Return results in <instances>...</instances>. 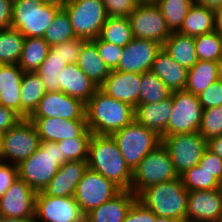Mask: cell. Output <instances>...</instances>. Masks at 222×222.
<instances>
[{"label":"cell","instance_id":"57","mask_svg":"<svg viewBox=\"0 0 222 222\" xmlns=\"http://www.w3.org/2000/svg\"><path fill=\"white\" fill-rule=\"evenodd\" d=\"M156 222H183L174 218H166V217H160L157 216Z\"/></svg>","mask_w":222,"mask_h":222},{"label":"cell","instance_id":"10","mask_svg":"<svg viewBox=\"0 0 222 222\" xmlns=\"http://www.w3.org/2000/svg\"><path fill=\"white\" fill-rule=\"evenodd\" d=\"M203 107L198 96L186 90L172 92V113L166 126V136L198 132Z\"/></svg>","mask_w":222,"mask_h":222},{"label":"cell","instance_id":"33","mask_svg":"<svg viewBox=\"0 0 222 222\" xmlns=\"http://www.w3.org/2000/svg\"><path fill=\"white\" fill-rule=\"evenodd\" d=\"M99 37L108 43L125 47L133 39L129 18L108 16Z\"/></svg>","mask_w":222,"mask_h":222},{"label":"cell","instance_id":"30","mask_svg":"<svg viewBox=\"0 0 222 222\" xmlns=\"http://www.w3.org/2000/svg\"><path fill=\"white\" fill-rule=\"evenodd\" d=\"M215 30V11L200 4H192L179 33L187 36H200Z\"/></svg>","mask_w":222,"mask_h":222},{"label":"cell","instance_id":"50","mask_svg":"<svg viewBox=\"0 0 222 222\" xmlns=\"http://www.w3.org/2000/svg\"><path fill=\"white\" fill-rule=\"evenodd\" d=\"M22 118L12 109L0 105V132L13 128Z\"/></svg>","mask_w":222,"mask_h":222},{"label":"cell","instance_id":"61","mask_svg":"<svg viewBox=\"0 0 222 222\" xmlns=\"http://www.w3.org/2000/svg\"><path fill=\"white\" fill-rule=\"evenodd\" d=\"M1 140H2V133L0 132V148H1Z\"/></svg>","mask_w":222,"mask_h":222},{"label":"cell","instance_id":"9","mask_svg":"<svg viewBox=\"0 0 222 222\" xmlns=\"http://www.w3.org/2000/svg\"><path fill=\"white\" fill-rule=\"evenodd\" d=\"M62 8L77 38L94 40L99 37L108 17L102 0H69Z\"/></svg>","mask_w":222,"mask_h":222},{"label":"cell","instance_id":"48","mask_svg":"<svg viewBox=\"0 0 222 222\" xmlns=\"http://www.w3.org/2000/svg\"><path fill=\"white\" fill-rule=\"evenodd\" d=\"M157 216L142 203L136 200L123 222H156Z\"/></svg>","mask_w":222,"mask_h":222},{"label":"cell","instance_id":"49","mask_svg":"<svg viewBox=\"0 0 222 222\" xmlns=\"http://www.w3.org/2000/svg\"><path fill=\"white\" fill-rule=\"evenodd\" d=\"M18 177L17 165L0 161V198Z\"/></svg>","mask_w":222,"mask_h":222},{"label":"cell","instance_id":"43","mask_svg":"<svg viewBox=\"0 0 222 222\" xmlns=\"http://www.w3.org/2000/svg\"><path fill=\"white\" fill-rule=\"evenodd\" d=\"M87 41V39L76 37L75 39L52 46L50 49L54 54H58L63 61L69 64H76L82 47Z\"/></svg>","mask_w":222,"mask_h":222},{"label":"cell","instance_id":"38","mask_svg":"<svg viewBox=\"0 0 222 222\" xmlns=\"http://www.w3.org/2000/svg\"><path fill=\"white\" fill-rule=\"evenodd\" d=\"M73 27L67 12L61 8L46 29L43 39L50 47L75 39Z\"/></svg>","mask_w":222,"mask_h":222},{"label":"cell","instance_id":"5","mask_svg":"<svg viewBox=\"0 0 222 222\" xmlns=\"http://www.w3.org/2000/svg\"><path fill=\"white\" fill-rule=\"evenodd\" d=\"M60 9L42 0H13L11 28L24 37H43Z\"/></svg>","mask_w":222,"mask_h":222},{"label":"cell","instance_id":"58","mask_svg":"<svg viewBox=\"0 0 222 222\" xmlns=\"http://www.w3.org/2000/svg\"><path fill=\"white\" fill-rule=\"evenodd\" d=\"M138 4H156L157 0H135Z\"/></svg>","mask_w":222,"mask_h":222},{"label":"cell","instance_id":"46","mask_svg":"<svg viewBox=\"0 0 222 222\" xmlns=\"http://www.w3.org/2000/svg\"><path fill=\"white\" fill-rule=\"evenodd\" d=\"M106 13L112 17H129L138 6L135 0H102Z\"/></svg>","mask_w":222,"mask_h":222},{"label":"cell","instance_id":"60","mask_svg":"<svg viewBox=\"0 0 222 222\" xmlns=\"http://www.w3.org/2000/svg\"><path fill=\"white\" fill-rule=\"evenodd\" d=\"M3 218V214H2V211H1V208H0V220Z\"/></svg>","mask_w":222,"mask_h":222},{"label":"cell","instance_id":"45","mask_svg":"<svg viewBox=\"0 0 222 222\" xmlns=\"http://www.w3.org/2000/svg\"><path fill=\"white\" fill-rule=\"evenodd\" d=\"M198 98L203 109L222 106V79L213 82Z\"/></svg>","mask_w":222,"mask_h":222},{"label":"cell","instance_id":"47","mask_svg":"<svg viewBox=\"0 0 222 222\" xmlns=\"http://www.w3.org/2000/svg\"><path fill=\"white\" fill-rule=\"evenodd\" d=\"M198 166L211 173L222 184V158L206 149Z\"/></svg>","mask_w":222,"mask_h":222},{"label":"cell","instance_id":"11","mask_svg":"<svg viewBox=\"0 0 222 222\" xmlns=\"http://www.w3.org/2000/svg\"><path fill=\"white\" fill-rule=\"evenodd\" d=\"M162 144L167 149L179 176L198 165L207 149V141L199 132L167 135L162 137Z\"/></svg>","mask_w":222,"mask_h":222},{"label":"cell","instance_id":"29","mask_svg":"<svg viewBox=\"0 0 222 222\" xmlns=\"http://www.w3.org/2000/svg\"><path fill=\"white\" fill-rule=\"evenodd\" d=\"M46 92L36 72H24L20 88V117L29 118Z\"/></svg>","mask_w":222,"mask_h":222},{"label":"cell","instance_id":"24","mask_svg":"<svg viewBox=\"0 0 222 222\" xmlns=\"http://www.w3.org/2000/svg\"><path fill=\"white\" fill-rule=\"evenodd\" d=\"M60 91L78 98L84 103L96 92L98 87L79 69L77 64H67L58 75Z\"/></svg>","mask_w":222,"mask_h":222},{"label":"cell","instance_id":"53","mask_svg":"<svg viewBox=\"0 0 222 222\" xmlns=\"http://www.w3.org/2000/svg\"><path fill=\"white\" fill-rule=\"evenodd\" d=\"M194 4H200L213 11L222 8V0H192Z\"/></svg>","mask_w":222,"mask_h":222},{"label":"cell","instance_id":"8","mask_svg":"<svg viewBox=\"0 0 222 222\" xmlns=\"http://www.w3.org/2000/svg\"><path fill=\"white\" fill-rule=\"evenodd\" d=\"M40 137L29 118H22L13 128L2 133L0 161L19 165L39 147Z\"/></svg>","mask_w":222,"mask_h":222},{"label":"cell","instance_id":"41","mask_svg":"<svg viewBox=\"0 0 222 222\" xmlns=\"http://www.w3.org/2000/svg\"><path fill=\"white\" fill-rule=\"evenodd\" d=\"M198 132L206 141L222 136V106L203 110Z\"/></svg>","mask_w":222,"mask_h":222},{"label":"cell","instance_id":"23","mask_svg":"<svg viewBox=\"0 0 222 222\" xmlns=\"http://www.w3.org/2000/svg\"><path fill=\"white\" fill-rule=\"evenodd\" d=\"M172 113V94L157 103L138 104L135 107V120L159 136H166V126Z\"/></svg>","mask_w":222,"mask_h":222},{"label":"cell","instance_id":"4","mask_svg":"<svg viewBox=\"0 0 222 222\" xmlns=\"http://www.w3.org/2000/svg\"><path fill=\"white\" fill-rule=\"evenodd\" d=\"M68 160L62 156L57 142L40 141L38 149L18 166L19 178L36 193L43 191Z\"/></svg>","mask_w":222,"mask_h":222},{"label":"cell","instance_id":"19","mask_svg":"<svg viewBox=\"0 0 222 222\" xmlns=\"http://www.w3.org/2000/svg\"><path fill=\"white\" fill-rule=\"evenodd\" d=\"M222 214V188L189 191L186 222H218Z\"/></svg>","mask_w":222,"mask_h":222},{"label":"cell","instance_id":"36","mask_svg":"<svg viewBox=\"0 0 222 222\" xmlns=\"http://www.w3.org/2000/svg\"><path fill=\"white\" fill-rule=\"evenodd\" d=\"M192 0H157L156 5L159 7L170 32H179L182 28L184 19Z\"/></svg>","mask_w":222,"mask_h":222},{"label":"cell","instance_id":"21","mask_svg":"<svg viewBox=\"0 0 222 222\" xmlns=\"http://www.w3.org/2000/svg\"><path fill=\"white\" fill-rule=\"evenodd\" d=\"M88 168L87 161H68L59 167L56 175L43 190L53 197H70L75 195L77 184Z\"/></svg>","mask_w":222,"mask_h":222},{"label":"cell","instance_id":"40","mask_svg":"<svg viewBox=\"0 0 222 222\" xmlns=\"http://www.w3.org/2000/svg\"><path fill=\"white\" fill-rule=\"evenodd\" d=\"M198 60L218 62L222 55V36L215 30L194 37Z\"/></svg>","mask_w":222,"mask_h":222},{"label":"cell","instance_id":"62","mask_svg":"<svg viewBox=\"0 0 222 222\" xmlns=\"http://www.w3.org/2000/svg\"><path fill=\"white\" fill-rule=\"evenodd\" d=\"M218 222H222V214L220 215Z\"/></svg>","mask_w":222,"mask_h":222},{"label":"cell","instance_id":"35","mask_svg":"<svg viewBox=\"0 0 222 222\" xmlns=\"http://www.w3.org/2000/svg\"><path fill=\"white\" fill-rule=\"evenodd\" d=\"M139 87V104L157 103L169 98L172 92L151 71L141 74Z\"/></svg>","mask_w":222,"mask_h":222},{"label":"cell","instance_id":"16","mask_svg":"<svg viewBox=\"0 0 222 222\" xmlns=\"http://www.w3.org/2000/svg\"><path fill=\"white\" fill-rule=\"evenodd\" d=\"M35 125L40 141L58 142L75 137H92L86 119L29 117Z\"/></svg>","mask_w":222,"mask_h":222},{"label":"cell","instance_id":"52","mask_svg":"<svg viewBox=\"0 0 222 222\" xmlns=\"http://www.w3.org/2000/svg\"><path fill=\"white\" fill-rule=\"evenodd\" d=\"M207 149L222 158V136L209 139Z\"/></svg>","mask_w":222,"mask_h":222},{"label":"cell","instance_id":"1","mask_svg":"<svg viewBox=\"0 0 222 222\" xmlns=\"http://www.w3.org/2000/svg\"><path fill=\"white\" fill-rule=\"evenodd\" d=\"M135 120V108L117 100L100 88L86 103V121L93 134L111 135Z\"/></svg>","mask_w":222,"mask_h":222},{"label":"cell","instance_id":"37","mask_svg":"<svg viewBox=\"0 0 222 222\" xmlns=\"http://www.w3.org/2000/svg\"><path fill=\"white\" fill-rule=\"evenodd\" d=\"M67 64L58 54H54L51 49L49 50L46 59L35 71L47 92L60 91L58 75Z\"/></svg>","mask_w":222,"mask_h":222},{"label":"cell","instance_id":"14","mask_svg":"<svg viewBox=\"0 0 222 222\" xmlns=\"http://www.w3.org/2000/svg\"><path fill=\"white\" fill-rule=\"evenodd\" d=\"M133 38L163 43L171 35L166 20L156 4H138L129 15Z\"/></svg>","mask_w":222,"mask_h":222},{"label":"cell","instance_id":"18","mask_svg":"<svg viewBox=\"0 0 222 222\" xmlns=\"http://www.w3.org/2000/svg\"><path fill=\"white\" fill-rule=\"evenodd\" d=\"M161 49L162 45L156 41L133 38L123 48L122 56L115 70L139 74L148 72Z\"/></svg>","mask_w":222,"mask_h":222},{"label":"cell","instance_id":"31","mask_svg":"<svg viewBox=\"0 0 222 222\" xmlns=\"http://www.w3.org/2000/svg\"><path fill=\"white\" fill-rule=\"evenodd\" d=\"M220 79L218 62L198 60V62L188 70L185 89L188 92L199 96L213 82Z\"/></svg>","mask_w":222,"mask_h":222},{"label":"cell","instance_id":"17","mask_svg":"<svg viewBox=\"0 0 222 222\" xmlns=\"http://www.w3.org/2000/svg\"><path fill=\"white\" fill-rule=\"evenodd\" d=\"M36 192L19 177L0 198L3 217L35 219Z\"/></svg>","mask_w":222,"mask_h":222},{"label":"cell","instance_id":"59","mask_svg":"<svg viewBox=\"0 0 222 222\" xmlns=\"http://www.w3.org/2000/svg\"><path fill=\"white\" fill-rule=\"evenodd\" d=\"M218 64H219L220 78L222 79V55L218 60Z\"/></svg>","mask_w":222,"mask_h":222},{"label":"cell","instance_id":"13","mask_svg":"<svg viewBox=\"0 0 222 222\" xmlns=\"http://www.w3.org/2000/svg\"><path fill=\"white\" fill-rule=\"evenodd\" d=\"M34 222H86L74 196L53 197L43 191L35 197Z\"/></svg>","mask_w":222,"mask_h":222},{"label":"cell","instance_id":"32","mask_svg":"<svg viewBox=\"0 0 222 222\" xmlns=\"http://www.w3.org/2000/svg\"><path fill=\"white\" fill-rule=\"evenodd\" d=\"M50 45L43 37H25L18 66L24 72H35L46 59Z\"/></svg>","mask_w":222,"mask_h":222},{"label":"cell","instance_id":"56","mask_svg":"<svg viewBox=\"0 0 222 222\" xmlns=\"http://www.w3.org/2000/svg\"><path fill=\"white\" fill-rule=\"evenodd\" d=\"M42 1L44 3L54 4L62 8L69 0H42Z\"/></svg>","mask_w":222,"mask_h":222},{"label":"cell","instance_id":"54","mask_svg":"<svg viewBox=\"0 0 222 222\" xmlns=\"http://www.w3.org/2000/svg\"><path fill=\"white\" fill-rule=\"evenodd\" d=\"M215 31L222 36V8L215 11Z\"/></svg>","mask_w":222,"mask_h":222},{"label":"cell","instance_id":"2","mask_svg":"<svg viewBox=\"0 0 222 222\" xmlns=\"http://www.w3.org/2000/svg\"><path fill=\"white\" fill-rule=\"evenodd\" d=\"M87 163L88 168L102 174L121 190L131 191L132 171L111 135H92Z\"/></svg>","mask_w":222,"mask_h":222},{"label":"cell","instance_id":"20","mask_svg":"<svg viewBox=\"0 0 222 222\" xmlns=\"http://www.w3.org/2000/svg\"><path fill=\"white\" fill-rule=\"evenodd\" d=\"M140 79L139 73L111 70L99 88L107 95L135 108L139 104Z\"/></svg>","mask_w":222,"mask_h":222},{"label":"cell","instance_id":"39","mask_svg":"<svg viewBox=\"0 0 222 222\" xmlns=\"http://www.w3.org/2000/svg\"><path fill=\"white\" fill-rule=\"evenodd\" d=\"M184 187L188 191L215 190L222 184L209 172L198 165L186 170L180 175Z\"/></svg>","mask_w":222,"mask_h":222},{"label":"cell","instance_id":"28","mask_svg":"<svg viewBox=\"0 0 222 222\" xmlns=\"http://www.w3.org/2000/svg\"><path fill=\"white\" fill-rule=\"evenodd\" d=\"M162 48L173 60L187 70L198 62L194 37L192 36L183 35L179 32H172L163 43Z\"/></svg>","mask_w":222,"mask_h":222},{"label":"cell","instance_id":"26","mask_svg":"<svg viewBox=\"0 0 222 222\" xmlns=\"http://www.w3.org/2000/svg\"><path fill=\"white\" fill-rule=\"evenodd\" d=\"M24 71L18 64H2L0 72V105L20 116V88Z\"/></svg>","mask_w":222,"mask_h":222},{"label":"cell","instance_id":"44","mask_svg":"<svg viewBox=\"0 0 222 222\" xmlns=\"http://www.w3.org/2000/svg\"><path fill=\"white\" fill-rule=\"evenodd\" d=\"M92 41L96 44L98 53L108 68L115 70L118 67L124 47L103 41L100 37Z\"/></svg>","mask_w":222,"mask_h":222},{"label":"cell","instance_id":"25","mask_svg":"<svg viewBox=\"0 0 222 222\" xmlns=\"http://www.w3.org/2000/svg\"><path fill=\"white\" fill-rule=\"evenodd\" d=\"M150 71L156 74L171 92L185 89L188 70L173 60L163 48L157 53Z\"/></svg>","mask_w":222,"mask_h":222},{"label":"cell","instance_id":"34","mask_svg":"<svg viewBox=\"0 0 222 222\" xmlns=\"http://www.w3.org/2000/svg\"><path fill=\"white\" fill-rule=\"evenodd\" d=\"M24 36L16 29L0 30V63L18 64L21 58Z\"/></svg>","mask_w":222,"mask_h":222},{"label":"cell","instance_id":"15","mask_svg":"<svg viewBox=\"0 0 222 222\" xmlns=\"http://www.w3.org/2000/svg\"><path fill=\"white\" fill-rule=\"evenodd\" d=\"M30 117L86 119V103L62 91L46 92Z\"/></svg>","mask_w":222,"mask_h":222},{"label":"cell","instance_id":"27","mask_svg":"<svg viewBox=\"0 0 222 222\" xmlns=\"http://www.w3.org/2000/svg\"><path fill=\"white\" fill-rule=\"evenodd\" d=\"M79 69L99 88L110 75L111 70L98 53L97 46L88 40L77 60Z\"/></svg>","mask_w":222,"mask_h":222},{"label":"cell","instance_id":"3","mask_svg":"<svg viewBox=\"0 0 222 222\" xmlns=\"http://www.w3.org/2000/svg\"><path fill=\"white\" fill-rule=\"evenodd\" d=\"M188 193L179 176L143 189L137 195V200L156 216L186 222Z\"/></svg>","mask_w":222,"mask_h":222},{"label":"cell","instance_id":"6","mask_svg":"<svg viewBox=\"0 0 222 222\" xmlns=\"http://www.w3.org/2000/svg\"><path fill=\"white\" fill-rule=\"evenodd\" d=\"M127 166L133 171L146 155L162 143L156 132L133 120L123 129L111 134Z\"/></svg>","mask_w":222,"mask_h":222},{"label":"cell","instance_id":"42","mask_svg":"<svg viewBox=\"0 0 222 222\" xmlns=\"http://www.w3.org/2000/svg\"><path fill=\"white\" fill-rule=\"evenodd\" d=\"M91 137H75L58 141L62 156L68 161H88L89 142Z\"/></svg>","mask_w":222,"mask_h":222},{"label":"cell","instance_id":"51","mask_svg":"<svg viewBox=\"0 0 222 222\" xmlns=\"http://www.w3.org/2000/svg\"><path fill=\"white\" fill-rule=\"evenodd\" d=\"M13 0H0V30L11 28Z\"/></svg>","mask_w":222,"mask_h":222},{"label":"cell","instance_id":"7","mask_svg":"<svg viewBox=\"0 0 222 222\" xmlns=\"http://www.w3.org/2000/svg\"><path fill=\"white\" fill-rule=\"evenodd\" d=\"M170 155L161 143L132 171L131 191L137 196L143 189L178 178Z\"/></svg>","mask_w":222,"mask_h":222},{"label":"cell","instance_id":"22","mask_svg":"<svg viewBox=\"0 0 222 222\" xmlns=\"http://www.w3.org/2000/svg\"><path fill=\"white\" fill-rule=\"evenodd\" d=\"M137 196L130 190H121L85 215L86 222H123Z\"/></svg>","mask_w":222,"mask_h":222},{"label":"cell","instance_id":"55","mask_svg":"<svg viewBox=\"0 0 222 222\" xmlns=\"http://www.w3.org/2000/svg\"><path fill=\"white\" fill-rule=\"evenodd\" d=\"M0 222H34V219L3 217Z\"/></svg>","mask_w":222,"mask_h":222},{"label":"cell","instance_id":"12","mask_svg":"<svg viewBox=\"0 0 222 222\" xmlns=\"http://www.w3.org/2000/svg\"><path fill=\"white\" fill-rule=\"evenodd\" d=\"M121 189L102 174L87 168L77 184L74 198L85 216L91 210L107 202Z\"/></svg>","mask_w":222,"mask_h":222}]
</instances>
